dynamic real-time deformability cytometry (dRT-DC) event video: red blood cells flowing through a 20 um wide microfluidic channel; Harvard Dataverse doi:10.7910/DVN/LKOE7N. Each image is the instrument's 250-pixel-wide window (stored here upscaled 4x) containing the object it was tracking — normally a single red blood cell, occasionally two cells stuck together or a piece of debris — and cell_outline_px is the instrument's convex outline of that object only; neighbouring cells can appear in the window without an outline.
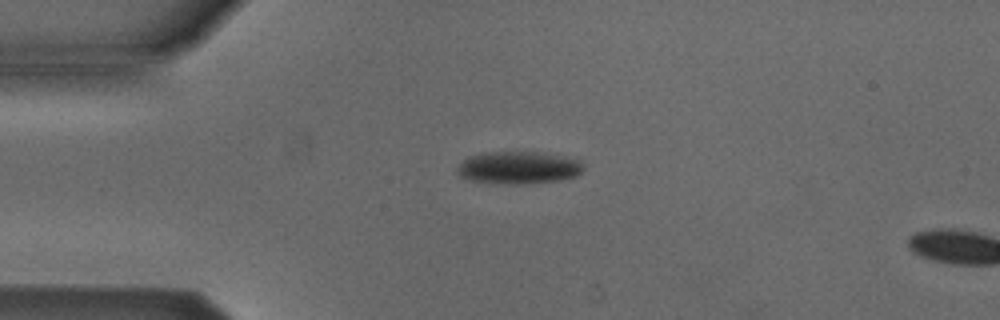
{"species": "Egyptian fruit bat (a non-hibernating species)", "species_latin": "Rousettus aegyptiacus", "temperature_condition": "cold", "stored_images_in_passage": 2, "camera_frame_rate_fps": 3000, "um_per_image_px": 0.085, "animal": {"sex": "male"}, "frame": {"image": 1, "passage_image": 1, "time_ms": 0.0, "image_size_px": [1000, 320], "cell_outline_px": [[584, 168], [576, 176], [560, 180], [524, 184], [508, 184], [468, 180], [460, 176], [456, 172], [456, 168], [468, 156], [480, 152], [536, 152], [564, 156], [580, 160], [584, 164]], "centroid_in_image_um": [44.06, 14.25], "position_along_channel_um": 40.9, "area_um2": 24.04}}